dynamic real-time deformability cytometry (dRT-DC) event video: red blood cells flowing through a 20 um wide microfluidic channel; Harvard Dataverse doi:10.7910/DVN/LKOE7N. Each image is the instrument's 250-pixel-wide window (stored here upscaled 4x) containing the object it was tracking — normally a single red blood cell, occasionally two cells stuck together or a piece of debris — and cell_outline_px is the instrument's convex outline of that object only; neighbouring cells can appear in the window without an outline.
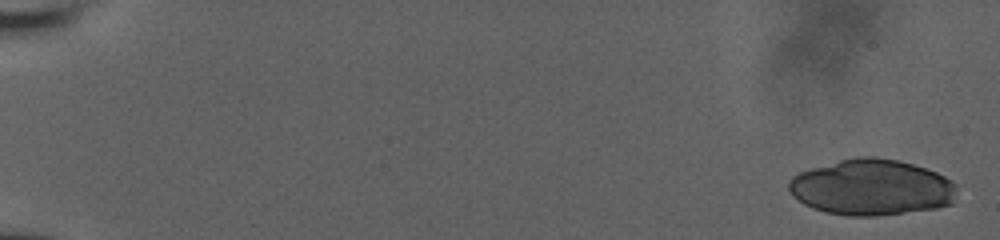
{"species": "human", "species_latin": "Homo sapiens", "temperature_condition": "room temperature", "stored_images_in_passage": 25, "camera_frame_rate_fps": 3000, "um_per_image_px": 0.085, "donor": {"sex": "male"}, "frame": {"image": 1, "passage_image": 1, "time_ms": 0.0, "image_size_px": [1000, 240], "cell_outline_px": [[956, 192], [952, 204], [936, 208], [876, 216], [848, 216], [824, 212], [812, 208], [804, 204], [792, 196], [788, 188], [788, 180], [792, 176], [800, 172], [812, 168], [840, 160], [856, 156], [872, 156], [896, 160], [912, 164], [936, 172], [952, 180], [956, 184]], "centroid_in_image_um": [74.06, 15.93], "position_along_channel_um": 10.9, "area_um2": 54.97}}